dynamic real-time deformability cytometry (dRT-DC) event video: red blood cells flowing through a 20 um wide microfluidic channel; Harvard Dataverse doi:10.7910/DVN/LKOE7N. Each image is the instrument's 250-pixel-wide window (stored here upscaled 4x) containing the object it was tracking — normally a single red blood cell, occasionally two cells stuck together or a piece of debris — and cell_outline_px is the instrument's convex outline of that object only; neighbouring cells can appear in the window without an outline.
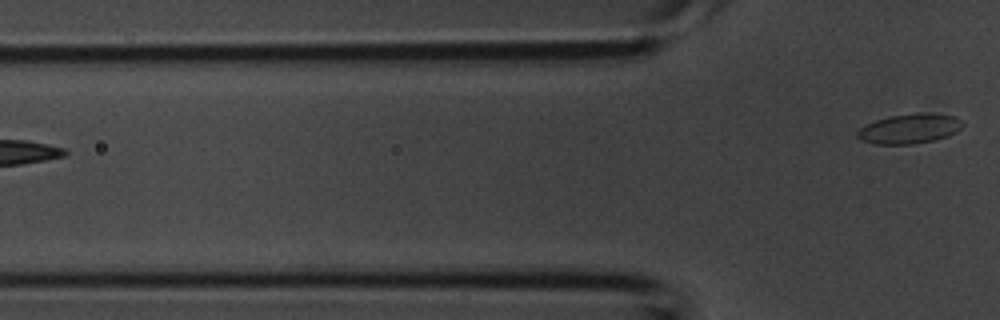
{"species": "common noctule bat (a hibernating species)", "species_latin": "Nyctalus noctula", "temperature_condition": "room temperature", "stored_images_in_passage": 5, "camera_frame_rate_fps": 3000, "um_per_image_px": 0.085, "animal": {"sex": "male", "body_mass_g": 20.1, "forearm_length_mm": 53.5}, "frame": {"image": 1, "passage_image": 5, "time_ms": 1.333, "image_size_px": [1000, 320], "cell_outline_px": [[964, 124], [956, 132], [948, 136], [932, 140], [912, 144], [872, 144], [860, 140], [856, 136], [856, 132], [860, 128], [876, 120], [892, 116], [956, 116]], "centroid_in_image_um": [77.23, 11.01], "position_along_channel_um": 48.6, "area_um2": 17.22}}